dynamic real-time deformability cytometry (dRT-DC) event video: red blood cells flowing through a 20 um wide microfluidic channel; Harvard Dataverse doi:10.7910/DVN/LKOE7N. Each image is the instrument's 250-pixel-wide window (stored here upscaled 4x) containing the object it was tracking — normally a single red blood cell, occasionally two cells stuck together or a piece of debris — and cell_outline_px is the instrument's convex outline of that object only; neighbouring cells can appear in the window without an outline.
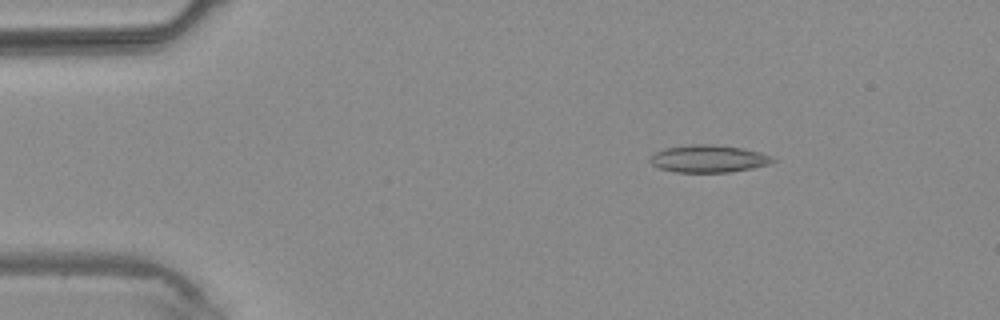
{"species": "common noctule bat (a hibernating species)", "species_latin": "Nyctalus noctula", "temperature_condition": "warm", "stored_images_in_passage": 3, "camera_frame_rate_fps": 3000, "um_per_image_px": 0.085, "animal": {"sex": "male", "body_mass_g": 20.4}, "frame": {"image": 1, "passage_image": 1, "time_ms": 0.0, "image_size_px": [1000, 320], "cell_outline_px": [[776, 160], [768, 164], [752, 168], [732, 172], [676, 172], [660, 168], [652, 164], [648, 160], [656, 152], [664, 148], [692, 144], [712, 144], [744, 148], [768, 156]], "centroid_in_image_um": [60.18, 13.49], "position_along_channel_um": 24.8, "area_um2": 19.36}}
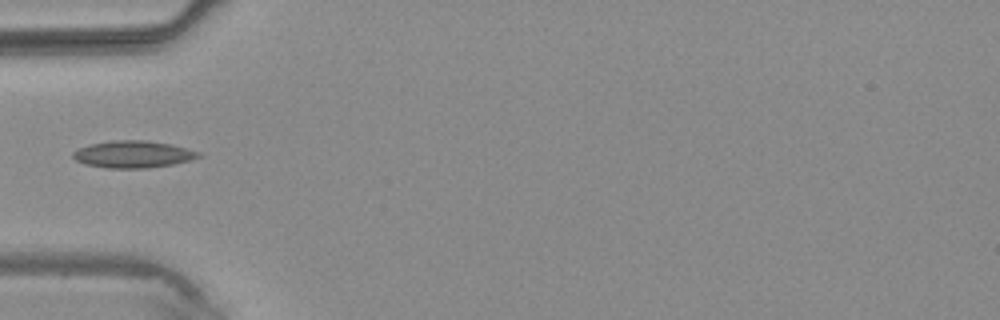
{"frame": {"image": 2, "passage_image": 3, "time_ms": 2.333, "image_size_px": [1000, 320], "cell_outline_px": [[204, 156], [192, 160], [172, 164], [148, 168], [108, 168], [84, 164], [76, 160], [72, 156], [72, 152], [80, 148], [92, 144], [112, 140], [144, 140], [172, 144], [200, 152]], "centroid_in_image_um": [11.35, 13.11], "position_along_channel_um": 73.6, "area_um2": 19.83}}